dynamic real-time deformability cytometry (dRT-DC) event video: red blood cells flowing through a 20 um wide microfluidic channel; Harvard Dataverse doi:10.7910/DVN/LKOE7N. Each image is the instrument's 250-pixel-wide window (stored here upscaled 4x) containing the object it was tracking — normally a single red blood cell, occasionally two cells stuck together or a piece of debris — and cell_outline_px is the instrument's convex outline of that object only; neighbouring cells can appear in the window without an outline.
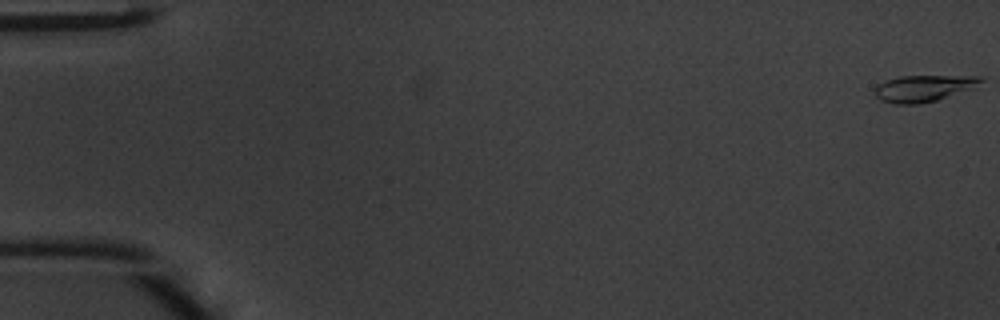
{"species": "common noctule bat (a hibernating species)", "species_latin": "Nyctalus noctula", "temperature_condition": "warm", "stored_images_in_passage": 49, "camera_frame_rate_fps": 3000, "um_per_image_px": 0.085, "animal": {"sex": "male", "body_mass_g": 20.1, "forearm_length_mm": 53.5}, "frame": {"image": 1, "passage_image": 1, "time_ms": 0.0, "image_size_px": [1000, 320], "cell_outline_px": [[984, 80], [976, 88], [936, 100], [920, 104], [896, 104], [880, 100], [872, 92], [884, 80], [900, 76], [984, 76]], "centroid_in_image_um": [78.54, 7.5], "position_along_channel_um": 6.5, "area_um2": 16.59}}
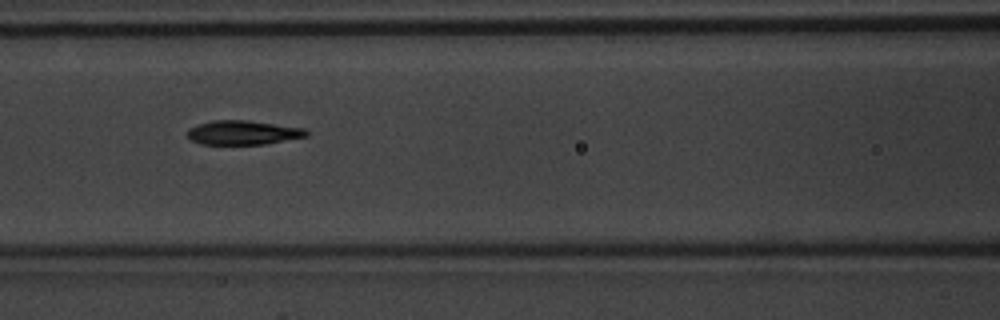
{"frame": {"image": 2, "passage_image": 22, "time_ms": 7.0, "image_size_px": [1000, 320], "cell_outline_px": [[308, 136], [264, 144], [200, 144], [192, 140], [188, 136], [188, 128], [196, 124], [212, 120], [248, 120], [304, 128], [308, 132]], "centroid_in_image_um": [20.63, 11.26], "position_along_channel_um": 146.0, "area_um2": 16.76}}
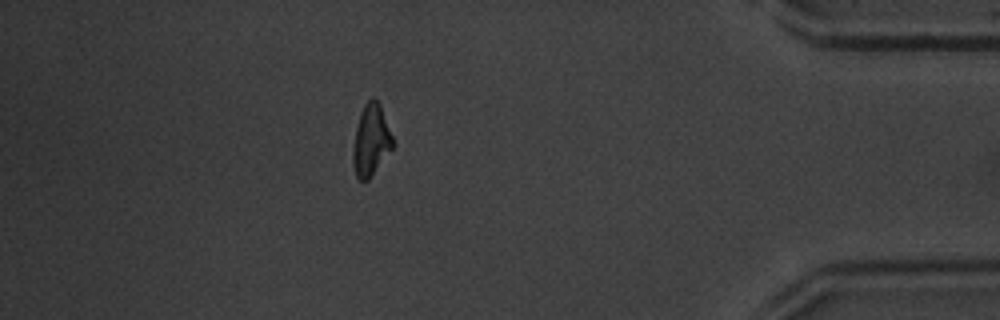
{"frame": {"image": 3, "passage_image": 43, "time_ms": 14.0, "image_size_px": [1000, 320], "cell_outline_px": [[396, 144], [368, 180], [360, 180], [356, 176], [352, 164], [352, 152], [356, 128], [360, 112], [364, 104], [372, 96], [380, 104]], "centroid_in_image_um": [31.54, 11.92], "position_along_channel_um": 403.7, "area_um2": 16.7}, "authors_computed_cell_mechanics": {"area_um2": 16.762, "velocity_mm_per_s": 4.2699, "shape_relaxation_time_tau1_ms": 3.2304, "shape_relaxation_time_tau2_ms": 2.1624, "deformation_change_tau1": 0.1802, "deformation_change_tau2": 0.1024}}